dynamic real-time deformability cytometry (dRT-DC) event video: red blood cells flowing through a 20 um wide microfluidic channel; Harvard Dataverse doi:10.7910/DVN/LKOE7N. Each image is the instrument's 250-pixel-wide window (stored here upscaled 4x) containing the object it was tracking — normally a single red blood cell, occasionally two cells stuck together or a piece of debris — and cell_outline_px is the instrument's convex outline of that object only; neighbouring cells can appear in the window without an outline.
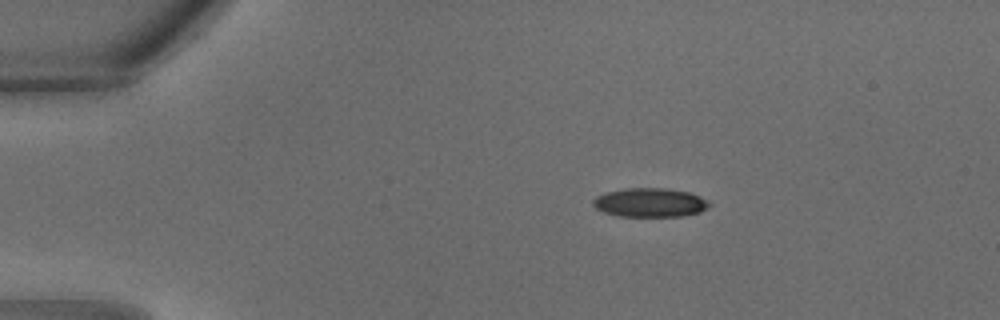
{"species": "common noctule bat (a hibernating species)", "species_latin": "Nyctalus noctula", "temperature_condition": "warm", "stored_images_in_passage": 29, "camera_frame_rate_fps": 3000, "um_per_image_px": 0.085, "animal": {"sex": "male", "body_mass_g": 18.8}, "frame": {"image": 1, "passage_image": 3, "time_ms": 0.667, "image_size_px": [1000, 320], "cell_outline_px": [[712, 204], [708, 208], [700, 212], [684, 216], [620, 216], [604, 212], [596, 208], [592, 204], [592, 200], [596, 196], [604, 192], [628, 188], [664, 188], [688, 192], [700, 196]], "centroid_in_image_um": [55.25, 17.21], "position_along_channel_um": 29.8, "area_um2": 19.65}}
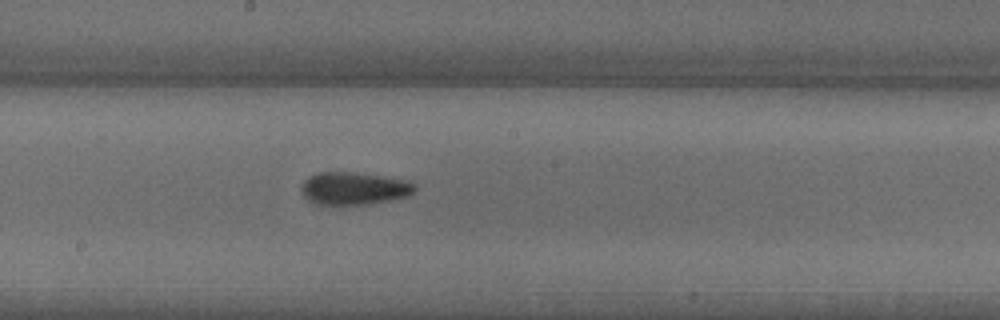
{"frame": {"image": 2, "passage_image": 15, "time_ms": 4.667, "image_size_px": [1000, 320], "cell_outline_px": [[416, 192], [408, 196], [396, 200], [368, 204], [316, 204], [308, 200], [300, 192], [300, 184], [308, 176], [316, 172], [348, 172], [412, 180], [416, 184]], "centroid_in_image_um": [30.12, 16.01], "position_along_channel_um": 218.1, "area_um2": 22.02}}
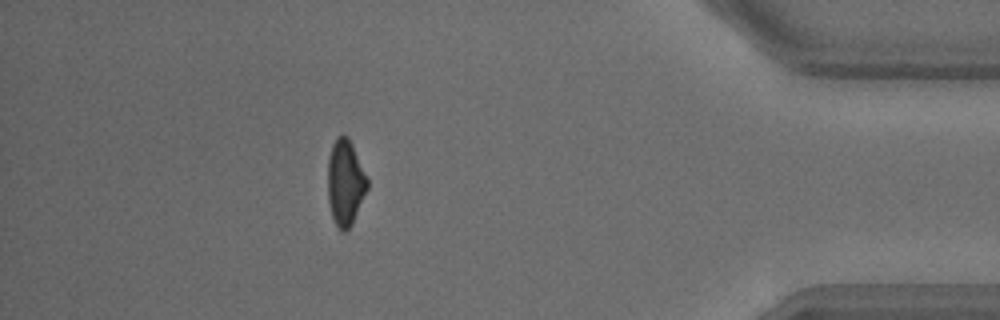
{"frame": {"image": 3, "passage_image": 26, "time_ms": 8.333, "image_size_px": [1000, 320], "cell_outline_px": [[368, 188], [352, 224], [344, 232], [340, 232], [332, 216], [328, 200], [328, 156], [332, 144], [336, 136], [348, 136], [352, 144], [368, 180]], "centroid_in_image_um": [29.34, 15.52], "position_along_channel_um": 405.9, "area_um2": 19.71}}